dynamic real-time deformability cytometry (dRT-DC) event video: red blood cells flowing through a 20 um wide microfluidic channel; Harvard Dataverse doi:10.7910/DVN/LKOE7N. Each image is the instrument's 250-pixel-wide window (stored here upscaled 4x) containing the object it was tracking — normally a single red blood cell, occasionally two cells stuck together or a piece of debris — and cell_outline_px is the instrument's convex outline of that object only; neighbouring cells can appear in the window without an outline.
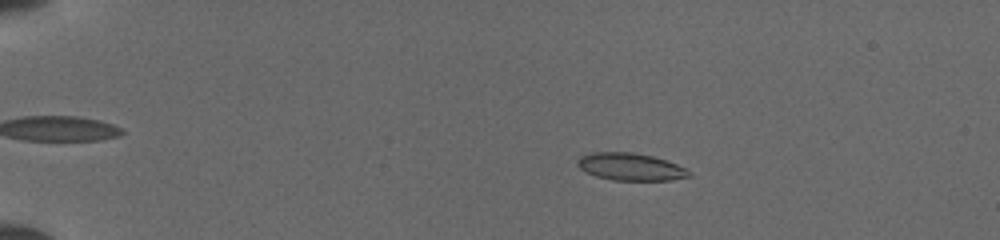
{"species": "common noctule bat (a hibernating species)", "species_latin": "Nyctalus noctula", "temperature_condition": "cold", "stored_images_in_passage": 51, "camera_frame_rate_fps": 3000, "um_per_image_px": 0.085, "animal": {"sex": "female", "body_mass_g": 19.5, "forearm_length_mm": 54.1}, "frame": {"image": 1, "passage_image": 11, "time_ms": 3.333, "image_size_px": [1000, 240], "cell_outline_px": [[692, 176], [672, 180], [612, 180], [596, 176], [584, 172], [576, 164], [576, 160], [580, 156], [592, 152], [632, 152], [652, 156], [668, 160], [692, 172]], "centroid_in_image_um": [53.58, 14.17], "position_along_channel_um": 31.4, "area_um2": 17.98}}
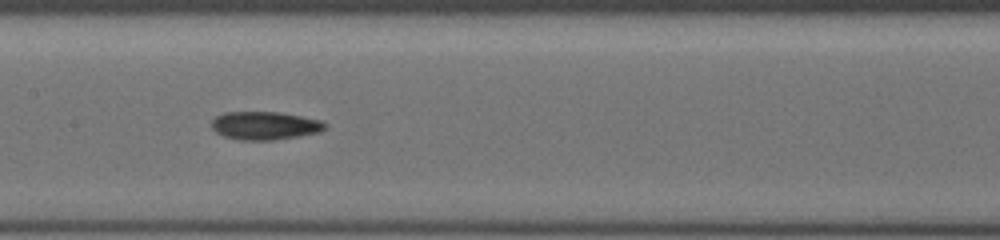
{"frame": {"image": 2, "passage_image": 28, "time_ms": 9.0, "image_size_px": [1000, 240], "cell_outline_px": [[328, 124], [320, 132], [272, 140], [240, 140], [224, 136], [216, 132], [212, 128], [212, 120], [216, 116], [224, 112], [280, 112], [320, 120]], "centroid_in_image_um": [22.49, 10.67], "position_along_channel_um": 184.9, "area_um2": 18.5}}
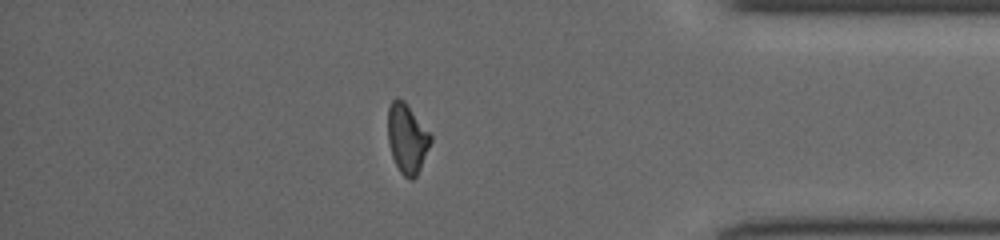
{"frame": {"image": 3, "passage_image": 45, "time_ms": 14.667, "image_size_px": [1000, 240], "cell_outline_px": [[432, 140], [420, 168], [416, 176], [412, 180], [408, 180], [400, 172], [392, 156], [388, 144], [388, 108], [392, 100], [396, 96], [404, 100], [432, 136]], "centroid_in_image_um": [34.58, 11.76], "position_along_channel_um": 400.6, "area_um2": 17.28}}